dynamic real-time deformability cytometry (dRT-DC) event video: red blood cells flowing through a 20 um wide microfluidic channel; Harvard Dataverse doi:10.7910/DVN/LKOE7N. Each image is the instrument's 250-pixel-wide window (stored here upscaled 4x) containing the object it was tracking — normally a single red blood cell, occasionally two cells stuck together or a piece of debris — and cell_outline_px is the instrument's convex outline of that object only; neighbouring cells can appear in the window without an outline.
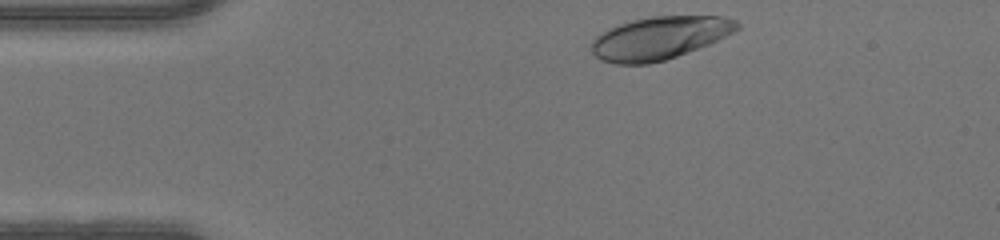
{"species": "human", "species_latin": "Homo sapiens", "temperature_condition": "warm", "stored_images_in_passage": 33, "camera_frame_rate_fps": 3000, "um_per_image_px": 0.085, "donor": {"sex": "male"}, "frame": {"image": 1, "passage_image": 1, "time_ms": 0.0, "image_size_px": [1000, 240], "cell_outline_px": [[740, 28], [708, 44], [688, 52], [664, 60], [648, 64], [616, 64], [600, 60], [592, 52], [588, 44], [596, 36], [608, 28], [632, 20], [652, 16], [724, 16], [736, 20], [740, 24]], "centroid_in_image_um": [56.01, 3.23], "position_along_channel_um": 29.0, "area_um2": 36.36}}
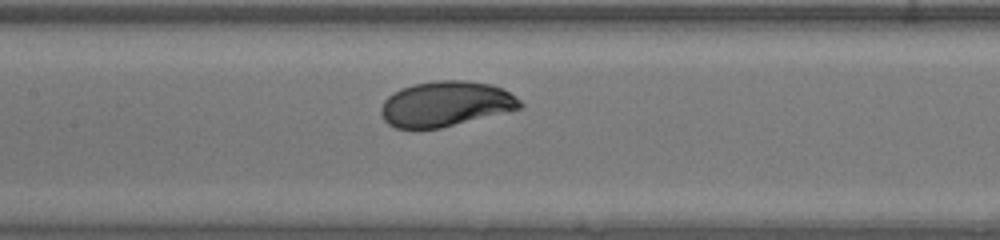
{"frame": {"image": 2, "passage_image": 15, "time_ms": 4.667, "image_size_px": [1000, 240], "cell_outline_px": [[524, 108], [508, 112], [440, 128], [416, 132], [396, 128], [388, 124], [384, 120], [380, 112], [380, 108], [384, 100], [392, 92], [400, 88], [412, 84], [436, 80], [464, 80], [492, 84], [516, 96], [524, 104]], "centroid_in_image_um": [37.85, 8.86], "position_along_channel_um": 169.6, "area_um2": 37.57}}
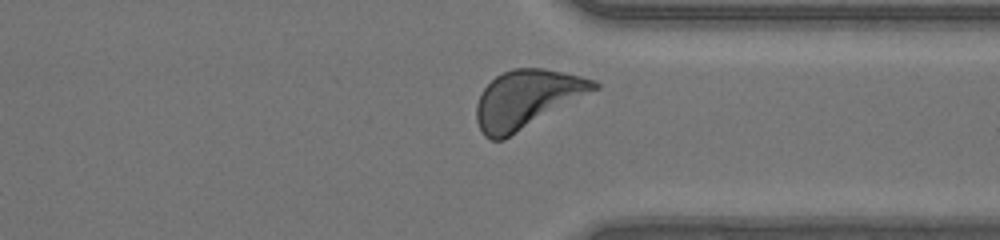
{"frame": {"image": 3, "passage_image": 29, "time_ms": 9.333, "image_size_px": [1000, 240], "cell_outline_px": [[600, 88], [504, 140], [492, 140], [484, 136], [476, 120], [476, 104], [484, 88], [496, 76], [512, 68], [544, 68], [564, 72], [596, 80], [600, 84]], "centroid_in_image_um": [44.8, 8.42], "position_along_channel_um": 366.6, "area_um2": 39.82}}